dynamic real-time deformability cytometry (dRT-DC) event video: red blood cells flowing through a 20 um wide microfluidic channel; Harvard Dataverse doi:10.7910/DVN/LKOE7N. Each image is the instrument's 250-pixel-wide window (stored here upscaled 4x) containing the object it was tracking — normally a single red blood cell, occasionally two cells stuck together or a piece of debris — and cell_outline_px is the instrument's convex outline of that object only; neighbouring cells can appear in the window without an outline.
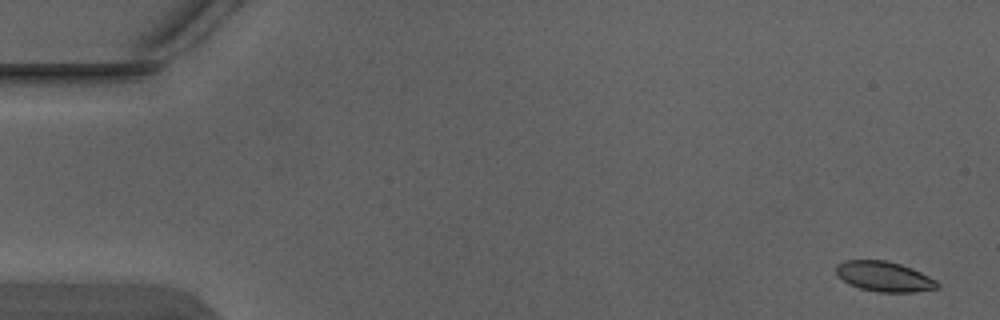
{"species": "Egyptian fruit bat (a non-hibernating species)", "species_latin": "Rousettus aegyptiacus", "temperature_condition": "warm", "stored_images_in_passage": 5, "camera_frame_rate_fps": 3000, "um_per_image_px": 0.085, "animal": {"sex": "male"}, "frame": {"image": 1, "passage_image": 1, "time_ms": 0.0, "image_size_px": [1000, 320], "cell_outline_px": [[940, 288], [912, 292], [876, 292], [860, 288], [848, 284], [836, 272], [836, 264], [844, 260], [888, 260], [912, 268], [936, 280], [940, 284]], "centroid_in_image_um": [75.17, 23.5], "position_along_channel_um": 9.8, "area_um2": 17.8}}
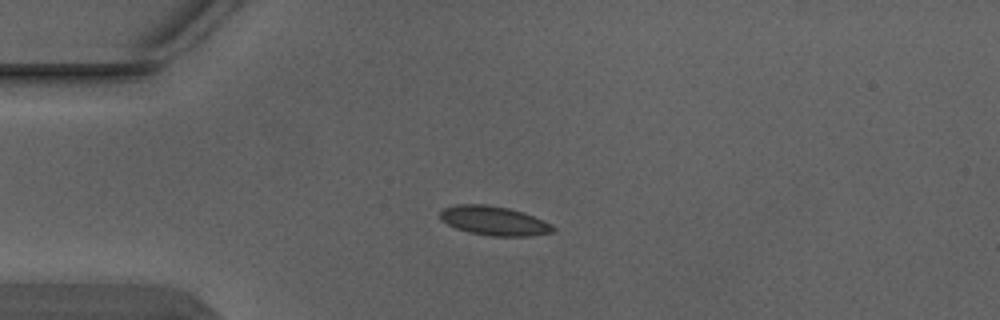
{"frame": {"image": 2, "passage_image": 4, "time_ms": 1.0, "image_size_px": [1000, 320], "cell_outline_px": [[556, 228], [552, 232], [528, 236], [492, 236], [468, 232], [456, 228], [440, 220], [440, 212], [444, 208], [456, 204], [488, 204], [508, 208], [524, 212], [544, 220], [552, 224]], "centroid_in_image_um": [41.99, 18.76], "position_along_channel_um": 43.0, "area_um2": 19.31}}